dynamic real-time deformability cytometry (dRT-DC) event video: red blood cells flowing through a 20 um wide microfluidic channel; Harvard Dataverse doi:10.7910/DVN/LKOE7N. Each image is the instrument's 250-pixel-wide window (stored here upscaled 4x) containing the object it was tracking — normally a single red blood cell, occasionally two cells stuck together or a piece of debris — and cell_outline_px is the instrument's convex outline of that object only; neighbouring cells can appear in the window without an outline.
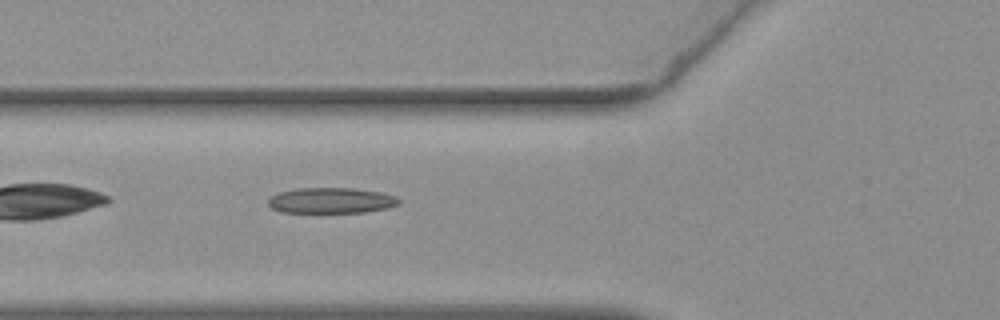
{"species": "common noctule bat (a hibernating species)", "species_latin": "Nyctalus noctula", "temperature_condition": "warm", "stored_images_in_passage": 39, "camera_frame_rate_fps": 3000, "um_per_image_px": 0.085, "animal": {"sex": "female", "body_mass_g": 19.3, "forearm_length_mm": 54.1}, "frame": {"image": 1, "passage_image": 5, "time_ms": 1.333, "image_size_px": [1000, 320], "cell_outline_px": [[400, 204], [388, 208], [364, 212], [280, 212], [272, 208], [268, 204], [268, 200], [272, 196], [280, 192], [296, 188], [352, 188], [380, 192], [396, 196], [400, 200]], "centroid_in_image_um": [28.17, 17.04], "position_along_channel_um": 97.6, "area_um2": 19.48}}
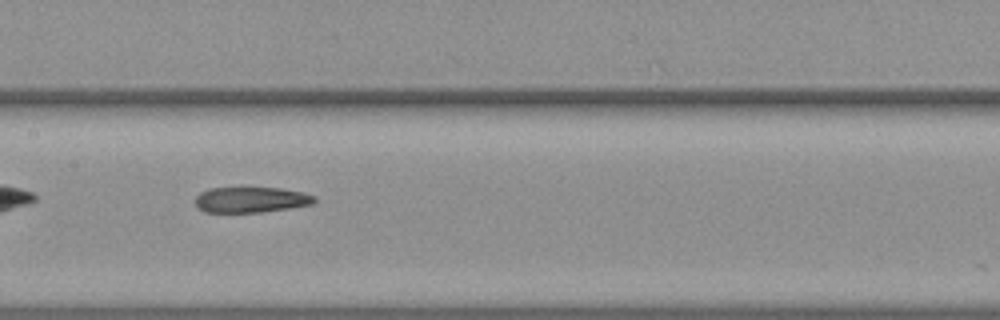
{"frame": {"image": 2, "passage_image": 12, "time_ms": 3.667, "image_size_px": [1000, 320], "cell_outline_px": [[316, 200], [312, 204], [264, 212], [204, 212], [196, 204], [196, 196], [200, 192], [208, 188], [280, 188], [304, 192], [316, 196]], "centroid_in_image_um": [21.35, 16.97], "position_along_channel_um": 186.0, "area_um2": 17.74}}
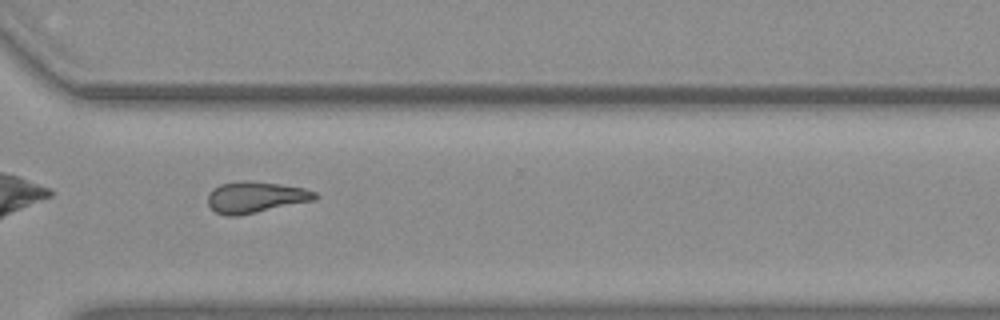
{"frame": {"image": 3, "passage_image": 25, "time_ms": 8.0, "image_size_px": [1000, 320], "cell_outline_px": [[320, 196], [316, 200], [236, 216], [228, 216], [216, 212], [208, 204], [208, 192], [212, 188], [220, 184], [236, 180], [248, 180], [280, 184], [304, 188], [316, 192]], "centroid_in_image_um": [21.72, 16.74], "position_along_channel_um": 348.9, "area_um2": 19.71}}